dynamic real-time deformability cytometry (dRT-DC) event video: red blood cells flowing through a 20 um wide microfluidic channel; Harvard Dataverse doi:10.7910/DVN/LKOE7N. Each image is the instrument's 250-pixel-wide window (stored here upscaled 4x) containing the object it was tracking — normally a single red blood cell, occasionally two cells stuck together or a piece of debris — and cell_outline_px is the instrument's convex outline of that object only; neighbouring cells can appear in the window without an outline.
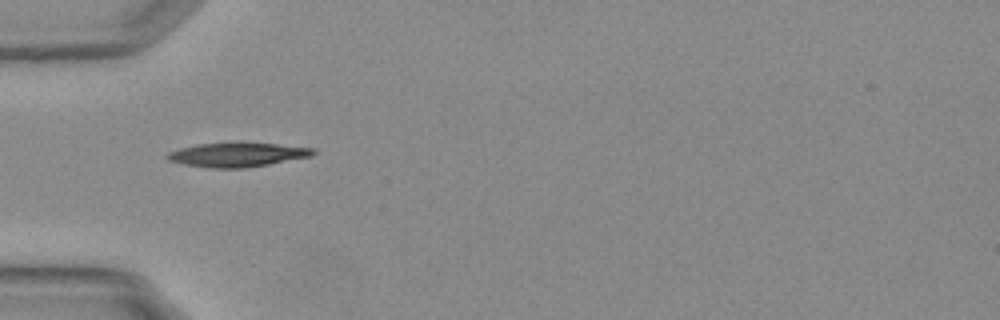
{"species": "Egyptian fruit bat (a non-hibernating species)", "species_latin": "Rousettus aegyptiacus", "temperature_condition": "warm", "stored_images_in_passage": 38, "camera_frame_rate_fps": 3000, "um_per_image_px": 0.085, "animal": {"sex": "female"}, "frame": {"image": 1, "passage_image": 1, "time_ms": 0.0, "image_size_px": [1000, 320], "cell_outline_px": [[316, 152], [312, 156], [268, 164], [244, 168], [212, 168], [184, 164], [168, 160], [164, 156], [168, 152], [180, 148], [196, 144], [276, 144], [312, 148]], "centroid_in_image_um": [20.13, 13.17], "position_along_channel_um": 64.9, "area_um2": 19.94}}
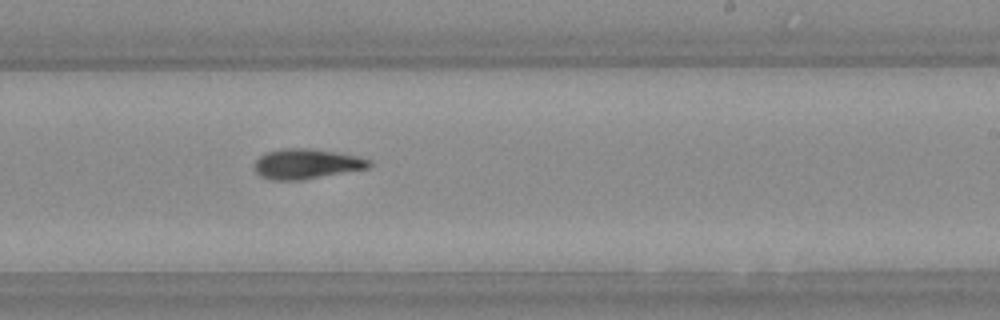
{"frame": {"image": 2, "passage_image": 17, "time_ms": 5.333, "image_size_px": [1000, 320], "cell_outline_px": [[372, 164], [368, 168], [304, 180], [272, 180], [260, 176], [252, 168], [256, 160], [260, 156], [268, 152], [284, 148], [312, 148], [336, 152], [356, 156], [368, 160]], "centroid_in_image_um": [26.01, 13.94], "position_along_channel_um": 263.0, "area_um2": 20.11}}
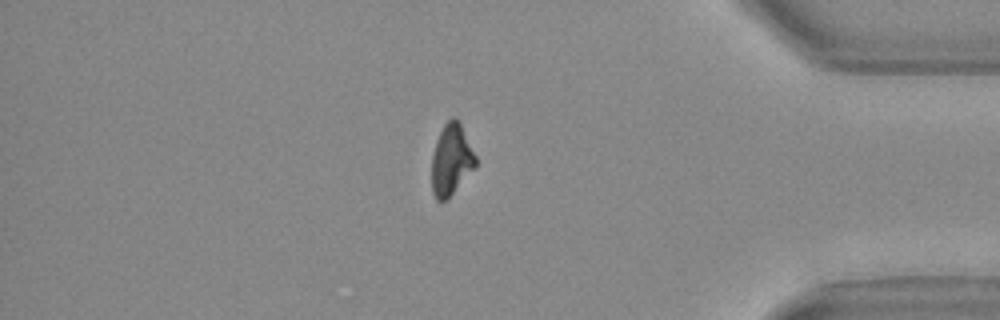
{"frame": {"image": 3, "passage_image": 30, "time_ms": 9.667, "image_size_px": [1000, 320], "cell_outline_px": [[476, 164], [452, 192], [444, 200], [436, 200], [432, 192], [432, 156], [436, 140], [444, 124], [452, 116], [456, 116], [476, 156]], "centroid_in_image_um": [38.32, 13.53], "position_along_channel_um": 396.9, "area_um2": 17.57}}